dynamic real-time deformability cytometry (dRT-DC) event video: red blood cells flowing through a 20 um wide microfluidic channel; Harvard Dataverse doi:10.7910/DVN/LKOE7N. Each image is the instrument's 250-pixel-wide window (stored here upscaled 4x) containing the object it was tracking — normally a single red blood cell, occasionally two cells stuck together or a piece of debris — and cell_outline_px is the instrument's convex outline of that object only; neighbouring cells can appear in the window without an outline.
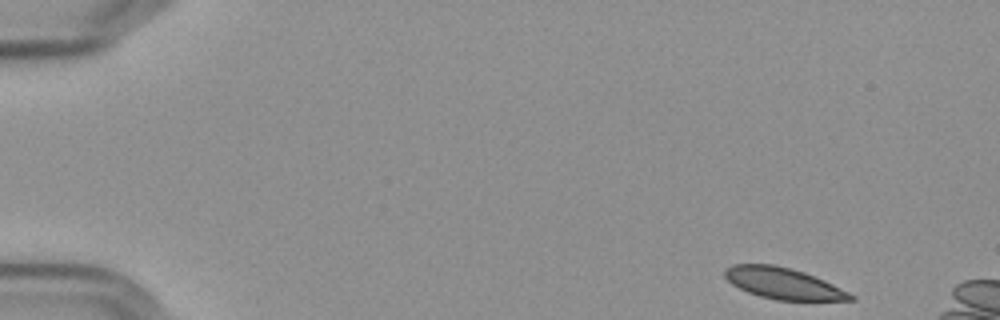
{"species": "Egyptian fruit bat (a non-hibernating species)", "species_latin": "Rousettus aegyptiacus", "temperature_condition": "cold", "stored_images_in_passage": 12, "camera_frame_rate_fps": 3000, "um_per_image_px": 0.085, "frame": {"image": 1, "passage_image": 1, "time_ms": 0.0, "image_size_px": [1000, 320], "cell_outline_px": [[856, 300], [776, 300], [760, 296], [748, 292], [732, 284], [724, 276], [724, 268], [732, 264], [772, 264], [792, 268], [804, 272], [824, 280], [856, 296]], "centroid_in_image_um": [66.56, 24.08], "position_along_channel_um": 18.4, "area_um2": 22.83}}